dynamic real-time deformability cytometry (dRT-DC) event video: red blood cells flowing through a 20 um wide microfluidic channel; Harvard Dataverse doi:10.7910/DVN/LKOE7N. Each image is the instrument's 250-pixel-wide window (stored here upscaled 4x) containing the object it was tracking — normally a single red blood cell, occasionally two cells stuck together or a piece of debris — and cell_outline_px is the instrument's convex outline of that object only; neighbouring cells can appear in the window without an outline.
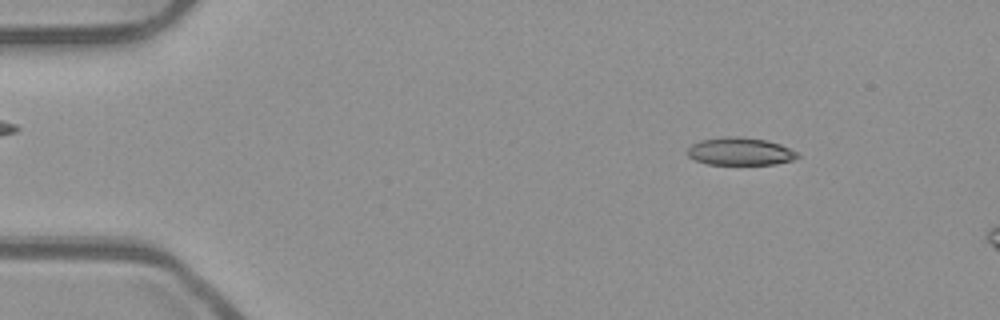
{"species": "common noctule bat (a hibernating species)", "species_latin": "Nyctalus noctula", "temperature_condition": "room temperature", "stored_images_in_passage": 53, "camera_frame_rate_fps": 3000, "um_per_image_px": 0.085, "animal": {"sex": "male", "body_mass_g": 23.1, "forearm_length_mm": 52.7}, "frame": {"image": 1, "passage_image": 7, "time_ms": 2.0, "image_size_px": [1000, 320], "cell_outline_px": [[800, 156], [792, 160], [776, 164], [708, 164], [696, 160], [688, 156], [688, 148], [692, 144], [700, 140], [724, 136], [740, 136], [768, 140], [780, 144], [800, 152]], "centroid_in_image_um": [62.95, 12.86], "position_along_channel_um": 22.0, "area_um2": 17.92}}
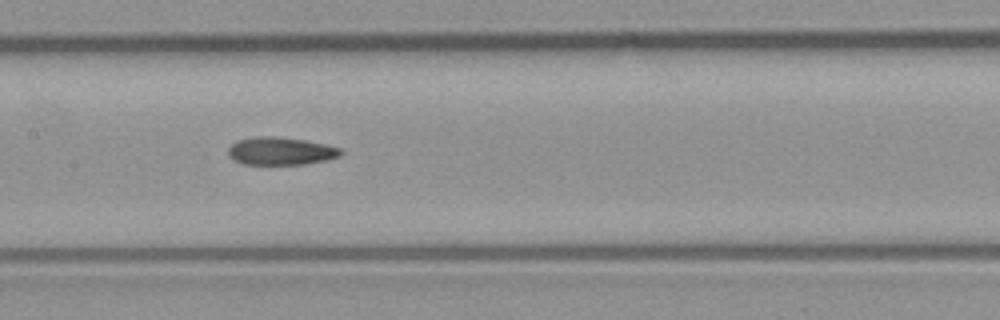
{"frame": {"image": 2, "passage_image": 26, "time_ms": 8.333, "image_size_px": [1000, 320], "cell_outline_px": [[344, 152], [340, 156], [328, 160], [304, 164], [244, 164], [228, 156], [228, 148], [236, 140], [256, 136], [272, 136], [304, 140], [324, 144], [340, 148]], "centroid_in_image_um": [23.86, 12.84], "position_along_channel_um": 183.5, "area_um2": 18.21}}
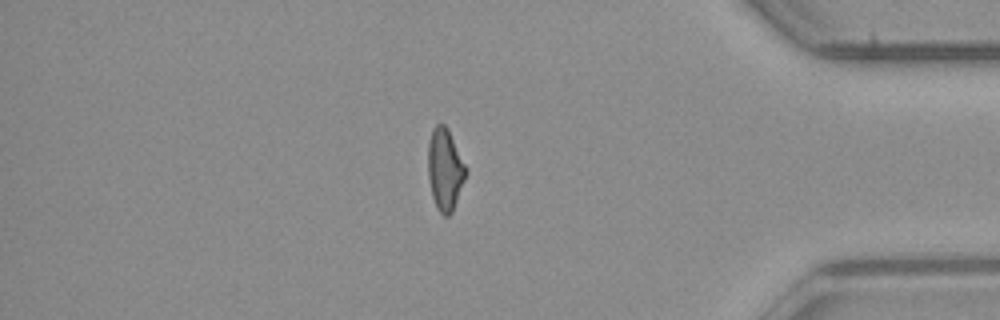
{"frame": {"image": 3, "passage_image": 45, "time_ms": 14.667, "image_size_px": [1000, 320], "cell_outline_px": [[468, 172], [452, 212], [448, 216], [444, 216], [436, 208], [432, 196], [428, 176], [428, 144], [432, 128], [436, 124], [444, 124], [448, 128], [468, 168]], "centroid_in_image_um": [37.83, 14.38], "position_along_channel_um": 397.4, "area_um2": 18.32}}